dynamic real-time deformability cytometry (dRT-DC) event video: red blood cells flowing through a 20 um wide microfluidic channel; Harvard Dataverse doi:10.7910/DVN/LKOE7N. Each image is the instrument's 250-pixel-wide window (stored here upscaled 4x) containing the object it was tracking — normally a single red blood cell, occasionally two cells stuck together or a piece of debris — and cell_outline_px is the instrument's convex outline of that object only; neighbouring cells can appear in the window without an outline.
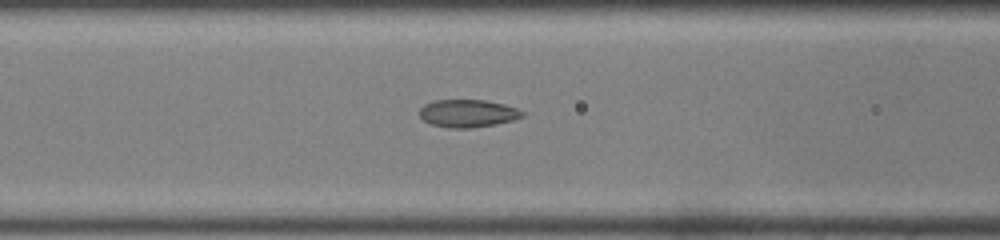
{"species": "common noctule bat (a hibernating species)", "species_latin": "Nyctalus noctula", "temperature_condition": "room temperature", "stored_images_in_passage": 40, "camera_frame_rate_fps": 3000, "um_per_image_px": 0.085, "animal": {"sex": "male", "body_mass_g": 19.0, "forearm_length_mm": 50.8}, "frame": {"image": 1, "passage_image": 11, "time_ms": 3.333, "image_size_px": [1000, 240], "cell_outline_px": [[524, 116], [512, 120], [496, 124], [472, 128], [448, 128], [432, 124], [424, 120], [420, 116], [420, 108], [424, 104], [436, 100], [484, 100], [504, 104], [516, 108], [524, 112]], "centroid_in_image_um": [39.76, 9.64], "position_along_channel_um": 126.8, "area_um2": 16.53}}
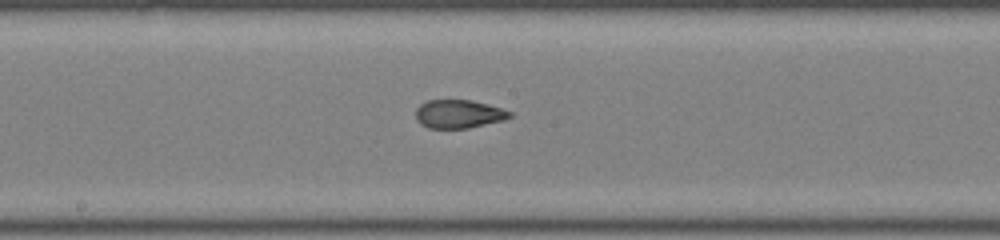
{"frame": {"image": 2, "passage_image": 17, "time_ms": 5.333, "image_size_px": [1000, 240], "cell_outline_px": [[512, 116], [504, 120], [468, 128], [428, 128], [420, 124], [416, 120], [416, 108], [420, 104], [428, 100], [472, 100], [500, 108], [512, 112]], "centroid_in_image_um": [38.96, 9.69], "position_along_channel_um": 209.2, "area_um2": 15.55}}
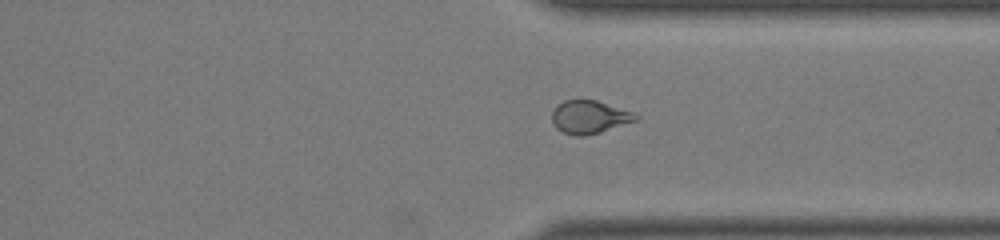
{"frame": {"image": 3, "passage_image": 28, "time_ms": 9.0, "image_size_px": [1000, 240], "cell_outline_px": [[640, 120], [600, 132], [584, 136], [572, 136], [556, 128], [552, 124], [552, 112], [556, 104], [564, 100], [596, 100], [632, 112], [640, 116]], "centroid_in_image_um": [50.1, 9.95], "position_along_channel_um": 361.3, "area_um2": 16.3}, "authors_computed_cell_mechanics": {"area_um2": 16.5308, "velocity_mm_per_s": 4.1297, "shape_relaxation_time_tau1_ms": null, "shape_relaxation_time_tau2_ms": 1.1567, "deformation_change_tau1": null, "deformation_change_tau2": 0.0665}}